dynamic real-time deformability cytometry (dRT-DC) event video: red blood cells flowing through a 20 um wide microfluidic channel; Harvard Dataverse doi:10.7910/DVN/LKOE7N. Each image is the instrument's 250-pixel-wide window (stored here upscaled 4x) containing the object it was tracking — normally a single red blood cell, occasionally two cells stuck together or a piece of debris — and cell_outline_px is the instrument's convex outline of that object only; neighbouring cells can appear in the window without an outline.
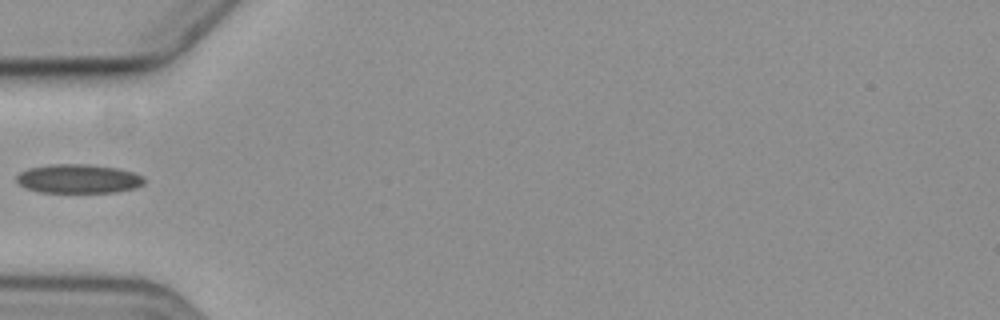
{"species": "common noctule bat (a hibernating species)", "species_latin": "Nyctalus noctula", "temperature_condition": "cold", "stored_images_in_passage": 6, "camera_frame_rate_fps": 3000, "um_per_image_px": 0.085, "animal": {"sex": "female", "body_mass_g": 19.3, "forearm_length_mm": 54.1}, "frame": {"image": 1, "passage_image": 5, "time_ms": 4.667, "image_size_px": [1000, 320], "cell_outline_px": [[144, 184], [136, 188], [112, 192], [40, 192], [24, 188], [16, 180], [16, 176], [20, 172], [28, 168], [52, 164], [88, 164], [116, 168], [132, 172], [144, 176]], "centroid_in_image_um": [6.65, 15.19], "position_along_channel_um": 78.3, "area_um2": 21.56}}
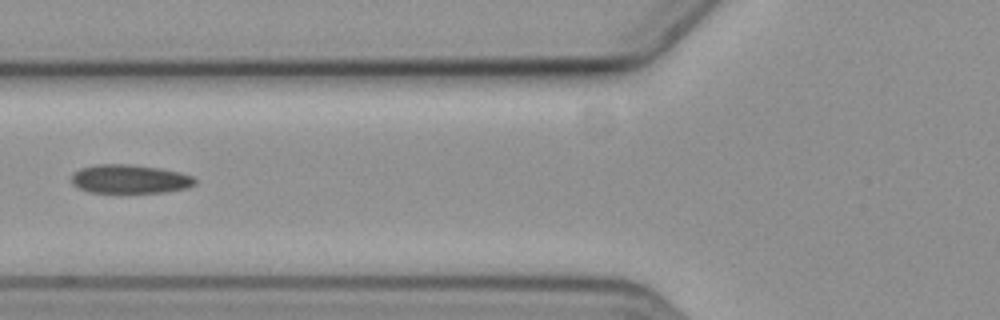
{"frame": {"image": 2, "passage_image": 6, "time_ms": 5.667, "image_size_px": [1000, 320], "cell_outline_px": [[196, 184], [188, 188], [164, 192], [88, 192], [72, 184], [72, 172], [80, 168], [96, 164], [132, 164], [160, 168], [180, 172], [192, 176], [196, 180]], "centroid_in_image_um": [11.03, 15.21], "position_along_channel_um": 114.8, "area_um2": 20.81}}